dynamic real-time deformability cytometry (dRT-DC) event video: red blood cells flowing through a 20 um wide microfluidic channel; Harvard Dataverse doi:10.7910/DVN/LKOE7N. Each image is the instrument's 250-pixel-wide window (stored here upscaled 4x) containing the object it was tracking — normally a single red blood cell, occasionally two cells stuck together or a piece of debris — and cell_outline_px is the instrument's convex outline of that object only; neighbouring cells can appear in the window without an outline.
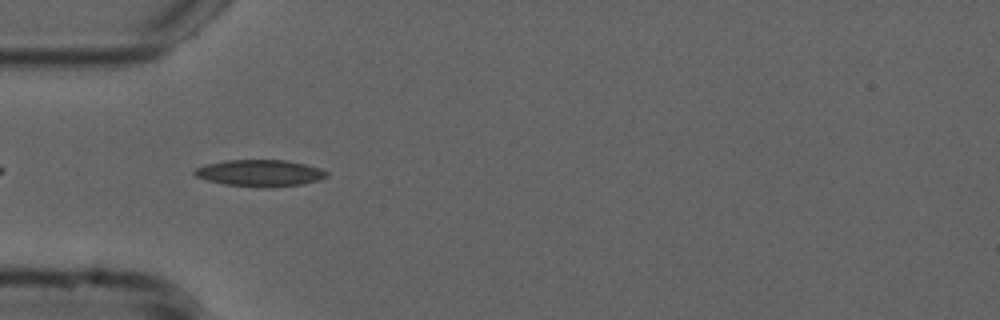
{"species": "common noctule bat (a hibernating species)", "species_latin": "Nyctalus noctula", "temperature_condition": "cold", "stored_images_in_passage": 40, "camera_frame_rate_fps": 3000, "um_per_image_px": 0.085, "animal": {"sex": "male", "forearm_length_mm": 52.5}, "frame": {"image": 1, "passage_image": 3, "time_ms": 0.667, "image_size_px": [1000, 320], "cell_outline_px": [[328, 176], [316, 180], [300, 184], [272, 188], [260, 188], [224, 184], [208, 180], [196, 176], [192, 172], [196, 168], [208, 164], [224, 160], [288, 160], [320, 168], [328, 172]], "centroid_in_image_um": [22.09, 14.71], "position_along_channel_um": 62.9, "area_um2": 20.52}}
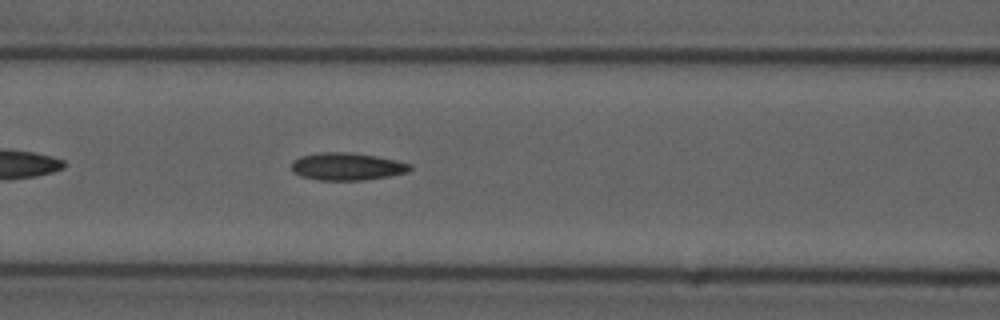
{"frame": {"image": 2, "passage_image": 9, "time_ms": 2.667, "image_size_px": [1000, 320], "cell_outline_px": [[412, 168], [408, 172], [388, 176], [364, 180], [320, 180], [300, 176], [292, 172], [292, 160], [300, 156], [320, 152], [352, 152], [376, 156], [396, 160], [412, 164]], "centroid_in_image_um": [29.48, 14.14], "position_along_channel_um": 137.1, "area_um2": 19.13}}
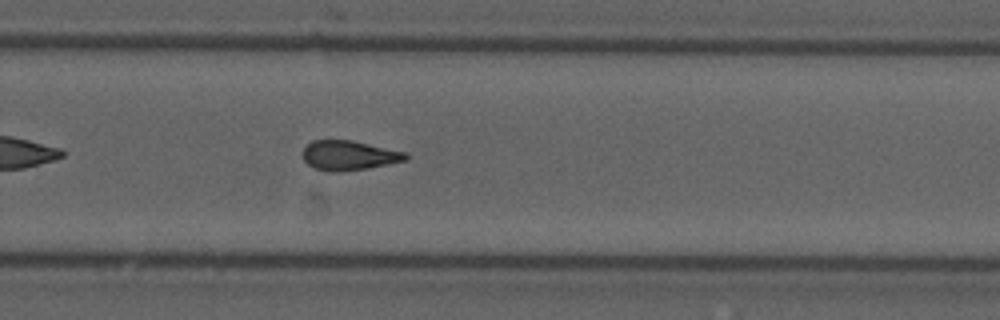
{"frame": {"image": 3, "passage_image": 22, "time_ms": 7.0, "image_size_px": [1000, 320], "cell_outline_px": [[408, 160], [368, 168], [336, 172], [332, 172], [316, 168], [308, 164], [304, 160], [304, 148], [312, 140], [352, 140], [408, 152]], "centroid_in_image_um": [29.71, 13.2], "position_along_channel_um": 300.1, "area_um2": 17.74}, "authors_computed_cell_mechanics": {"area_um2": 17.9758, "velocity_mm_per_s": 3.7765, "shape_relaxation_time_tau1_ms": 11.0061, "shape_relaxation_time_tau2_ms": 4.0923, "deformation_change_tau1": 0.2449, "deformation_change_tau2": 0.1281}}